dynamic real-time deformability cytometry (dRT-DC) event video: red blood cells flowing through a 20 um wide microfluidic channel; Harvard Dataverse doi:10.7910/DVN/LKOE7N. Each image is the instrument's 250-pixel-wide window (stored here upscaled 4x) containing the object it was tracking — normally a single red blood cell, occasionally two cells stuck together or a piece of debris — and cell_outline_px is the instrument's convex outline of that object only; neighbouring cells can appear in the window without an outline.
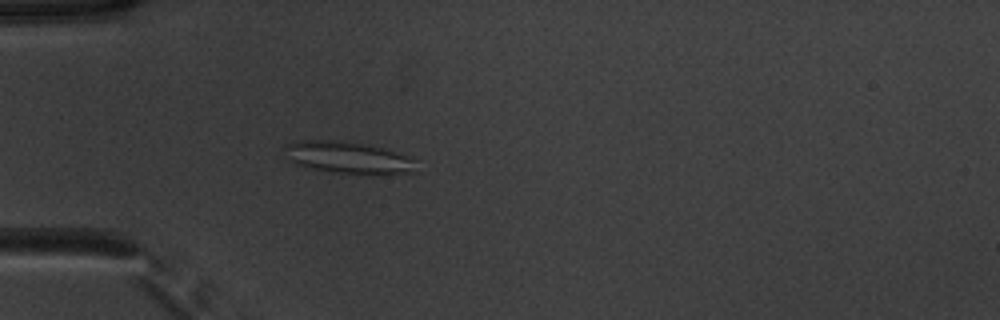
{"species": "common noctule bat (a hibernating species)", "species_latin": "Nyctalus noctula", "temperature_condition": "warm", "stored_images_in_passage": 52, "camera_frame_rate_fps": 3000, "um_per_image_px": 0.085, "animal": {"sex": "male", "body_mass_g": 20.1, "forearm_length_mm": 53.5}, "frame": {"image": 1, "passage_image": 16, "time_ms": 5.0, "image_size_px": [1000, 320], "cell_outline_px": [[420, 172], [332, 172], [308, 168], [296, 164], [292, 160], [284, 148], [284, 144], [300, 140], [344, 140], [368, 144], [416, 160]], "centroid_in_image_um": [29.55, 13.36], "position_along_channel_um": 55.5, "area_um2": 23.76}}
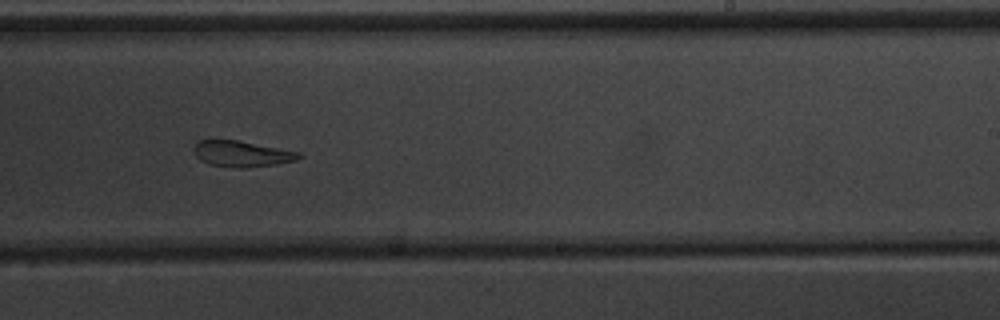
{"frame": {"image": 2, "passage_image": 33, "time_ms": 10.667, "image_size_px": [1000, 320], "cell_outline_px": [[304, 156], [296, 160], [276, 164], [244, 168], [236, 168], [208, 164], [200, 160], [196, 156], [192, 148], [200, 140], [236, 140], [300, 152]], "centroid_in_image_um": [20.55, 13.08], "position_along_channel_um": 268.5, "area_um2": 15.84}}
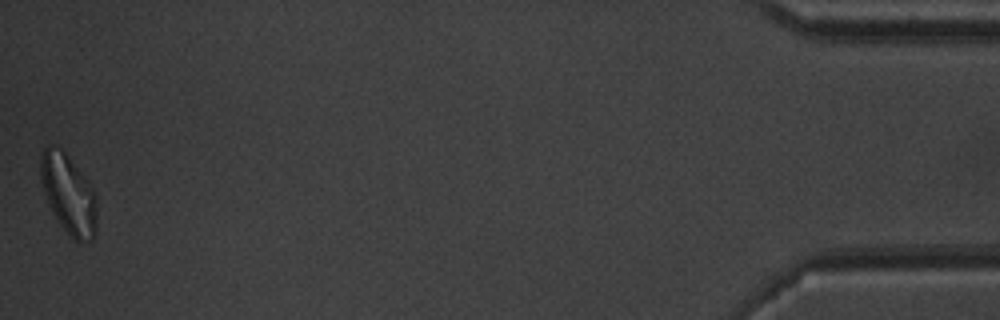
{"frame": {"image": 3, "passage_image": 52, "time_ms": 17.0, "image_size_px": [1000, 320], "cell_outline_px": [[96, 232], [92, 240], [76, 240], [60, 224], [44, 192], [40, 180], [40, 156], [44, 148], [48, 144], [52, 144], [60, 148], [68, 156], [88, 180], [96, 196]], "centroid_in_image_um": [5.82, 16.43], "position_along_channel_um": 429.4, "area_um2": 25.66}, "authors_computed_cell_mechanics": {"area_um2": 21.9062, "velocity_mm_per_s": 3.9232, "shape_relaxation_time_tau1_ms": null, "shape_relaxation_time_tau2_ms": 3.1991, "deformation_change_tau1": null, "deformation_change_tau2": 0.1126}}